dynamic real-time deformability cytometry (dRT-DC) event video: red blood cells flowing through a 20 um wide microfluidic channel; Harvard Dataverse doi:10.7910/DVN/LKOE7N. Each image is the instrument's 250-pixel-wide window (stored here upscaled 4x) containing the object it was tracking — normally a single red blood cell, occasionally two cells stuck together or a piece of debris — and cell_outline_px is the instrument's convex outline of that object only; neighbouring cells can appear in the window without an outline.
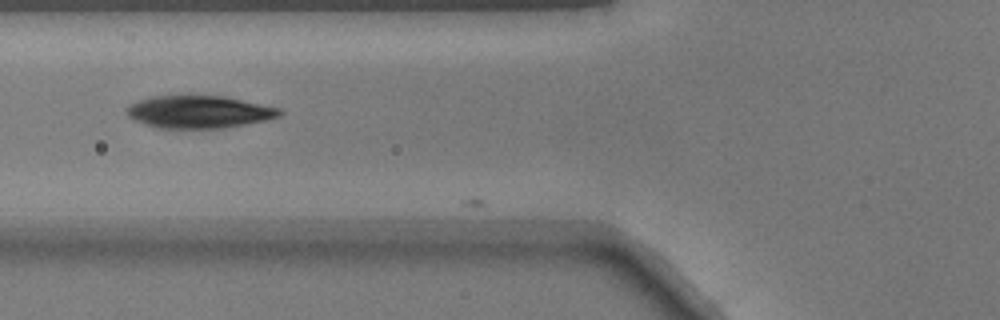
{"species": "common noctule bat (a hibernating species)", "species_latin": "Nyctalus noctula", "temperature_condition": "warm", "stored_images_in_passage": 7, "camera_frame_rate_fps": 3000, "um_per_image_px": 0.085, "animal": {"sex": "male", "body_mass_g": 17.9}, "frame": {"image": 1, "passage_image": 4, "time_ms": 1.0, "image_size_px": [1000, 320], "cell_outline_px": [[284, 112], [280, 116], [264, 120], [244, 124], [220, 128], [156, 128], [144, 124], [128, 116], [124, 108], [128, 104], [136, 100], [152, 96], [224, 96], [280, 108]], "centroid_in_image_um": [16.86, 9.5], "position_along_channel_um": 108.9, "area_um2": 28.96}}
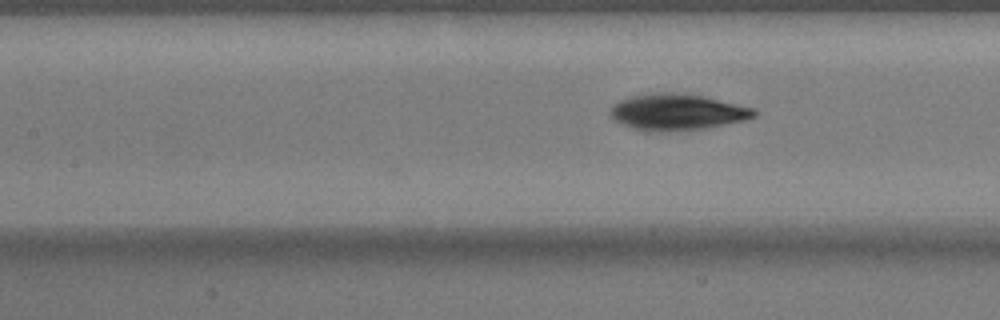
{"frame": {"image": 2, "passage_image": 7, "time_ms": 2.0, "image_size_px": [1000, 320], "cell_outline_px": [[760, 112], [756, 116], [744, 120], [704, 128], [648, 132], [644, 132], [620, 124], [612, 120], [608, 116], [608, 112], [612, 104], [620, 100], [632, 96], [656, 92], [684, 92], [704, 96], [756, 108]], "centroid_in_image_um": [57.52, 9.51], "position_along_channel_um": 149.9, "area_um2": 30.92}}